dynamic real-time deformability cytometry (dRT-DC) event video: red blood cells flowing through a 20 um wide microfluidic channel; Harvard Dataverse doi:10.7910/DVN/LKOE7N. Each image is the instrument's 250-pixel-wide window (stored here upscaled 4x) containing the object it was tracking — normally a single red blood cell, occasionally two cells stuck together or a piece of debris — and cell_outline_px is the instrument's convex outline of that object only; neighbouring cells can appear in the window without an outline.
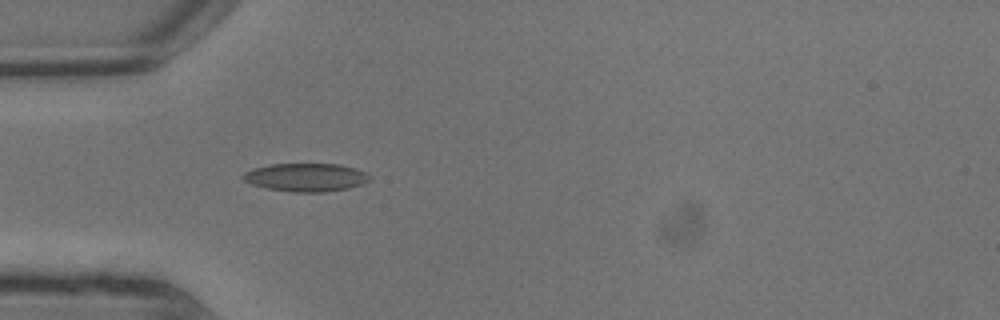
{"species": "common noctule bat (a hibernating species)", "species_latin": "Nyctalus noctula", "temperature_condition": "warm", "stored_images_in_passage": 3, "camera_frame_rate_fps": 3000, "um_per_image_px": 0.085, "animal": {"sex": "male", "body_mass_g": 13.3}, "frame": {"image": 1, "passage_image": 3, "time_ms": 0.667, "image_size_px": [1000, 320], "cell_outline_px": [[372, 176], [364, 184], [348, 188], [324, 192], [292, 192], [264, 188], [252, 184], [244, 180], [240, 176], [244, 172], [252, 168], [272, 164], [340, 164], [356, 168]], "centroid_in_image_um": [25.99, 15.07], "position_along_channel_um": 59.0, "area_um2": 20.98}}